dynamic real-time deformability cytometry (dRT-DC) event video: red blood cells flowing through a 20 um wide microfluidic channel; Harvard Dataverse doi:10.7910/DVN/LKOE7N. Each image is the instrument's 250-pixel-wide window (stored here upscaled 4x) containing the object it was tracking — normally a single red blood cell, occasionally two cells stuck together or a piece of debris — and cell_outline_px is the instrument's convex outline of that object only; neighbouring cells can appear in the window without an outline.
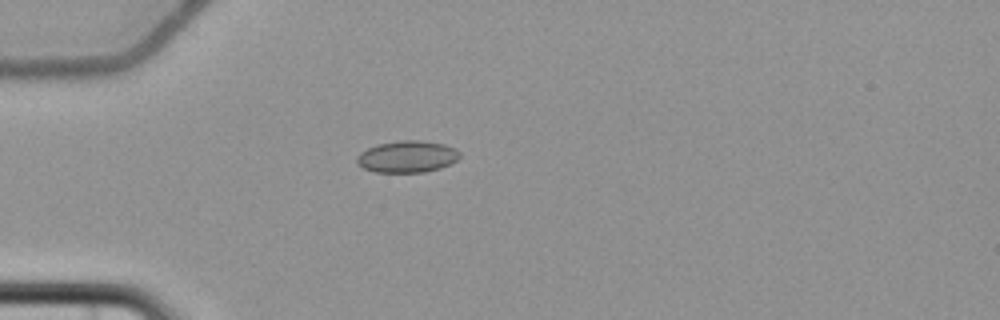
{"species": "common noctule bat (a hibernating species)", "species_latin": "Nyctalus noctula", "temperature_condition": "cold", "stored_images_in_passage": 7, "camera_frame_rate_fps": 3000, "um_per_image_px": 0.085, "animal": {"sex": "female", "body_mass_g": 22.7, "forearm_length_mm": 54.2}, "frame": {"image": 1, "passage_image": 5, "time_ms": 5.0, "image_size_px": [1000, 320], "cell_outline_px": [[460, 156], [456, 160], [440, 168], [424, 172], [376, 172], [364, 168], [356, 164], [356, 156], [360, 152], [376, 144], [400, 140], [420, 140], [444, 144], [456, 148], [460, 152]], "centroid_in_image_um": [34.59, 13.3], "position_along_channel_um": 50.4, "area_um2": 19.13}}
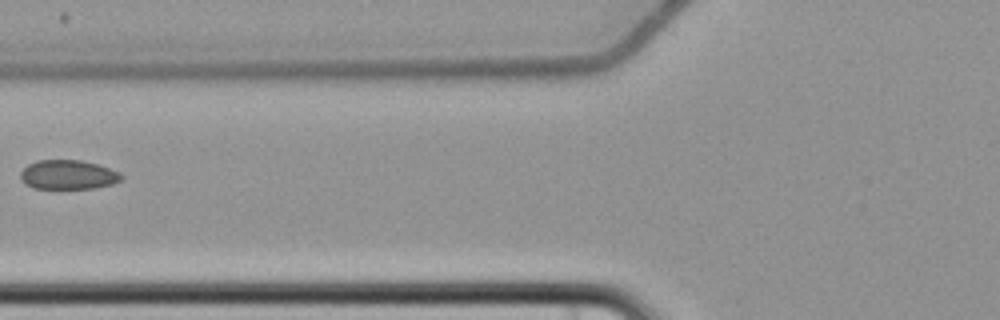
{"frame": {"image": 2, "passage_image": 7, "time_ms": 7.333, "image_size_px": [1000, 320], "cell_outline_px": [[124, 176], [120, 180], [112, 184], [92, 188], [32, 188], [24, 184], [20, 180], [20, 172], [28, 164], [36, 160], [80, 160], [96, 164], [120, 172]], "centroid_in_image_um": [5.75, 14.85], "position_along_channel_um": 120.1, "area_um2": 17.22}}